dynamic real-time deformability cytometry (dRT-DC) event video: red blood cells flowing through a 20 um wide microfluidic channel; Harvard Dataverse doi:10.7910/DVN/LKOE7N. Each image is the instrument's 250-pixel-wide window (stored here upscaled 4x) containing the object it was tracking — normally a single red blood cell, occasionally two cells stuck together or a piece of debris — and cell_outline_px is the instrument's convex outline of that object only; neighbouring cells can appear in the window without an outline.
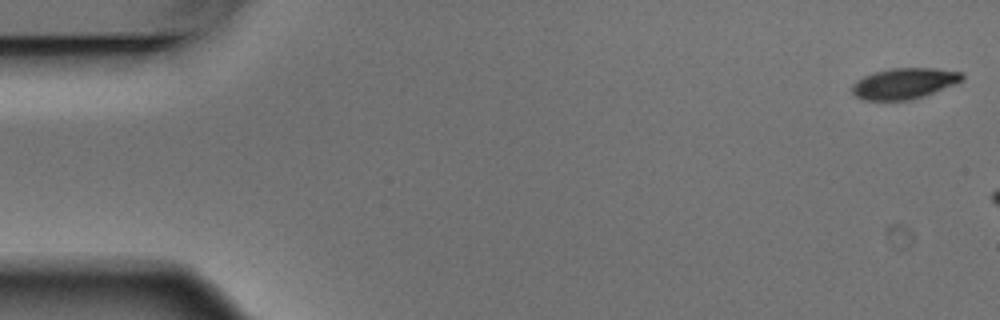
{"species": "Egyptian fruit bat (a non-hibernating species)", "species_latin": "Rousettus aegyptiacus", "temperature_condition": "warm", "stored_images_in_passage": 3, "camera_frame_rate_fps": 3000, "um_per_image_px": 0.085, "animal": {"sex": "male"}, "frame": {"image": 1, "passage_image": 1, "time_ms": 0.0, "image_size_px": [1000, 320], "cell_outline_px": [[964, 80], [956, 84], [924, 96], [912, 100], [864, 100], [856, 96], [852, 92], [852, 84], [856, 80], [872, 72], [892, 68], [936, 68], [964, 72]], "centroid_in_image_um": [76.89, 7.08], "position_along_channel_um": 8.1, "area_um2": 20.06}}